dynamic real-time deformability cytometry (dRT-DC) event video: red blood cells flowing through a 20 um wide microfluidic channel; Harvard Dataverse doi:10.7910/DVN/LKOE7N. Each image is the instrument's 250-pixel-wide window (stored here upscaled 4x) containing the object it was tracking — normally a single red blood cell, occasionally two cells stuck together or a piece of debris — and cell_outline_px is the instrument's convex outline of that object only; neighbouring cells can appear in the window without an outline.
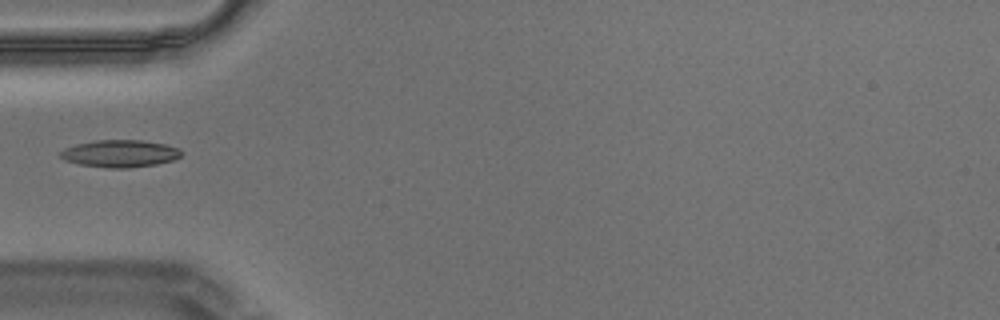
{"species": "Egyptian fruit bat (a non-hibernating species)", "species_latin": "Rousettus aegyptiacus", "temperature_condition": "warm", "stored_images_in_passage": 4, "camera_frame_rate_fps": 3000, "um_per_image_px": 0.085, "animal": {"sex": "male"}, "frame": {"image": 1, "passage_image": 1, "time_ms": 0.0, "image_size_px": [1000, 320], "cell_outline_px": [[184, 152], [180, 156], [172, 160], [156, 164], [128, 168], [108, 168], [80, 164], [64, 160], [60, 156], [60, 152], [64, 148], [76, 144], [96, 140], [140, 140], [164, 144], [180, 148]], "centroid_in_image_um": [10.2, 13.05], "position_along_channel_um": 74.8, "area_um2": 19.19}}